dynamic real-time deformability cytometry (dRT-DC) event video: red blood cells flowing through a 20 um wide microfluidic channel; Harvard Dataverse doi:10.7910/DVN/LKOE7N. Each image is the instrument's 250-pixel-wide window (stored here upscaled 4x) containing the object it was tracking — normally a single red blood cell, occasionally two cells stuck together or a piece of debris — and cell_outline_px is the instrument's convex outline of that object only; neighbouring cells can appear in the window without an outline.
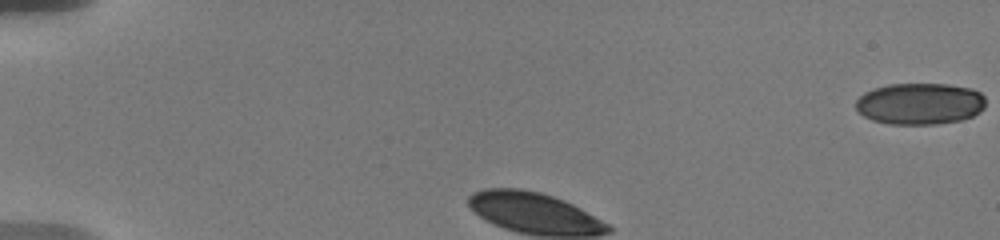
{"species": "human", "species_latin": "Homo sapiens", "temperature_condition": "warm", "stored_images_in_passage": 4, "camera_frame_rate_fps": 3000, "um_per_image_px": 0.085, "donor": {"sex": "male"}, "frame": {"image": 1, "passage_image": 1, "time_ms": 0.0, "image_size_px": [1000, 240], "cell_outline_px": [[984, 108], [980, 112], [972, 116], [960, 120], [936, 124], [888, 124], [872, 120], [864, 116], [856, 108], [856, 100], [864, 92], [872, 88], [888, 84], [948, 84], [972, 88], [980, 92], [984, 96]], "centroid_in_image_um": [78.18, 8.81], "position_along_channel_um": 6.8, "area_um2": 31.62}}
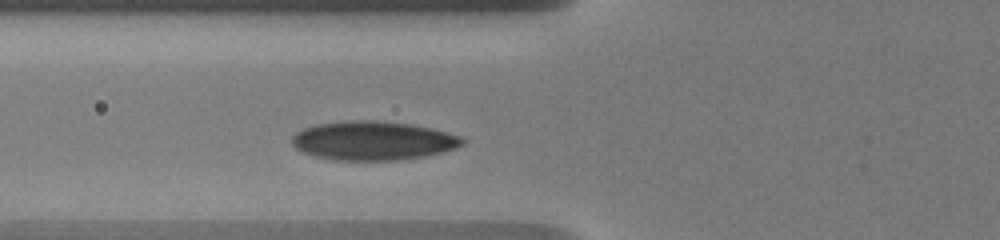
{"frame": {"image": 2, "passage_image": 4, "time_ms": 3.0, "image_size_px": [1000, 240], "cell_outline_px": [[464, 144], [456, 148], [424, 156], [400, 160], [332, 160], [316, 156], [304, 152], [296, 148], [292, 144], [292, 136], [296, 132], [304, 128], [316, 124], [352, 120], [372, 120], [408, 124], [432, 128], [460, 136], [464, 140]], "centroid_in_image_um": [31.69, 11.96], "position_along_channel_um": 94.1, "area_um2": 38.44}}